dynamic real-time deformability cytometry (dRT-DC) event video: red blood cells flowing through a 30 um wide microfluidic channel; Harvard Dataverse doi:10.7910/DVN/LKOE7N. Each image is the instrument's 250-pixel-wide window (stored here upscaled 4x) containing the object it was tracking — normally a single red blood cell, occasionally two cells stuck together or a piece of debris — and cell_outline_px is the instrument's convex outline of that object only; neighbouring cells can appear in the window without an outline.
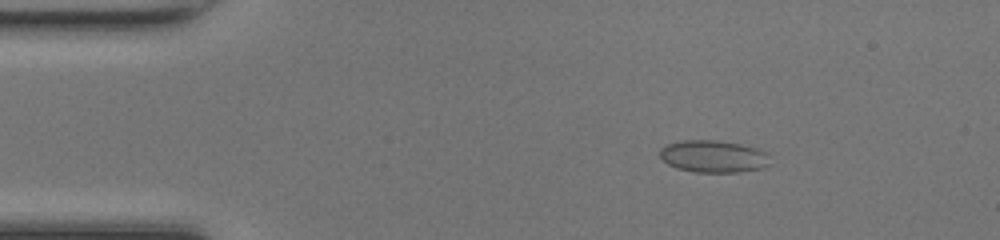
{"species": "common noctule bat (a hibernating species)", "species_latin": "Nyctalus noctula", "temperature_condition": "room temperature", "stored_images_in_passage": 43, "camera_frame_rate_fps": 3000, "um_per_image_px": 0.085, "animal": {"sex": "female", "body_mass_g": 17.0, "forearm_length_mm": 48.0}, "frame": {"image": 1, "passage_image": 2, "time_ms": 0.333, "image_size_px": [1000, 240], "cell_outline_px": [[768, 164], [764, 168], [740, 172], [692, 172], [676, 168], [668, 164], [660, 156], [660, 148], [668, 144], [680, 140], [716, 140], [740, 144], [756, 148], [764, 152]], "centroid_in_image_um": [60.58, 13.3], "position_along_channel_um": 24.4, "area_um2": 20.52}}
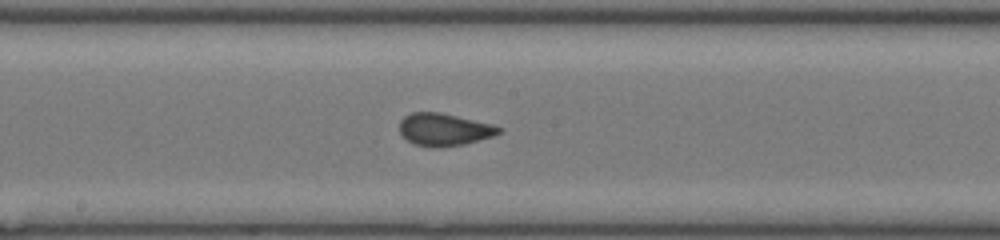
{"frame": {"image": 2, "passage_image": 20, "time_ms": 6.333, "image_size_px": [1000, 240], "cell_outline_px": [[504, 128], [500, 132], [492, 136], [464, 144], [440, 148], [432, 148], [412, 144], [400, 132], [400, 120], [404, 116], [412, 112], [440, 112], [492, 124]], "centroid_in_image_um": [37.74, 11.02], "position_along_channel_um": 210.5, "area_um2": 18.84}}
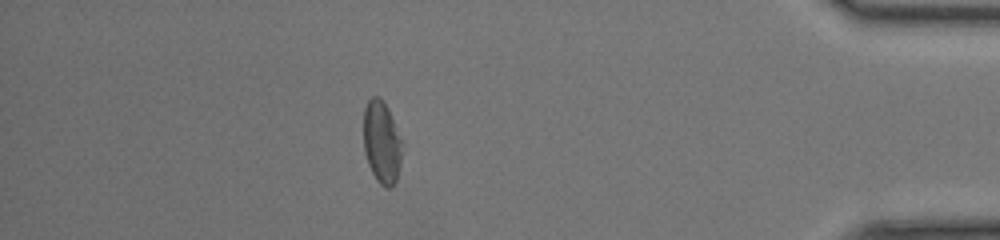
{"frame": {"image": 3, "passage_image": 37, "time_ms": 12.0, "image_size_px": [1000, 240], "cell_outline_px": [[400, 164], [396, 180], [388, 188], [384, 188], [376, 180], [368, 164], [364, 152], [364, 108], [368, 100], [372, 96], [380, 96], [388, 108], [400, 140]], "centroid_in_image_um": [32.4, 12.08], "position_along_channel_um": 402.8, "area_um2": 18.15}, "authors_computed_cell_mechanics": {"area_um2": 19.0162, "velocity_mm_per_s": 4.2624, "shape_relaxation_time_tau1_ms": null, "shape_relaxation_time_tau2_ms": 0.7086, "deformation_change_tau1": null, "deformation_change_tau2": 0.0454}}